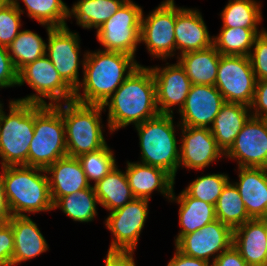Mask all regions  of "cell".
Masks as SVG:
<instances>
[{"label":"cell","mask_w":267,"mask_h":266,"mask_svg":"<svg viewBox=\"0 0 267 266\" xmlns=\"http://www.w3.org/2000/svg\"><path fill=\"white\" fill-rule=\"evenodd\" d=\"M102 106H109L108 127L111 132L158 116L152 70L139 65Z\"/></svg>","instance_id":"cell-1"},{"label":"cell","mask_w":267,"mask_h":266,"mask_svg":"<svg viewBox=\"0 0 267 266\" xmlns=\"http://www.w3.org/2000/svg\"><path fill=\"white\" fill-rule=\"evenodd\" d=\"M82 64L83 83L75 90L74 101L93 105H103L139 66L131 55L106 50L87 52ZM82 86L83 96L79 93Z\"/></svg>","instance_id":"cell-2"},{"label":"cell","mask_w":267,"mask_h":266,"mask_svg":"<svg viewBox=\"0 0 267 266\" xmlns=\"http://www.w3.org/2000/svg\"><path fill=\"white\" fill-rule=\"evenodd\" d=\"M1 178L9 208L13 216H26L22 212L53 210L49 179L45 169L25 165L2 167Z\"/></svg>","instance_id":"cell-3"},{"label":"cell","mask_w":267,"mask_h":266,"mask_svg":"<svg viewBox=\"0 0 267 266\" xmlns=\"http://www.w3.org/2000/svg\"><path fill=\"white\" fill-rule=\"evenodd\" d=\"M66 156L65 126L60 104L34 103V137L29 146L28 166L46 170Z\"/></svg>","instance_id":"cell-4"},{"label":"cell","mask_w":267,"mask_h":266,"mask_svg":"<svg viewBox=\"0 0 267 266\" xmlns=\"http://www.w3.org/2000/svg\"><path fill=\"white\" fill-rule=\"evenodd\" d=\"M64 104L65 107L60 103V113L65 126L67 156L78 157L107 145L100 124L102 105L82 104L74 100Z\"/></svg>","instance_id":"cell-5"},{"label":"cell","mask_w":267,"mask_h":266,"mask_svg":"<svg viewBox=\"0 0 267 266\" xmlns=\"http://www.w3.org/2000/svg\"><path fill=\"white\" fill-rule=\"evenodd\" d=\"M9 115L0 103V157L4 166H28L29 146L34 137V103L12 100Z\"/></svg>","instance_id":"cell-6"},{"label":"cell","mask_w":267,"mask_h":266,"mask_svg":"<svg viewBox=\"0 0 267 266\" xmlns=\"http://www.w3.org/2000/svg\"><path fill=\"white\" fill-rule=\"evenodd\" d=\"M135 126L142 163L161 168L175 179L180 151L177 148L173 115L159 114Z\"/></svg>","instance_id":"cell-7"},{"label":"cell","mask_w":267,"mask_h":266,"mask_svg":"<svg viewBox=\"0 0 267 266\" xmlns=\"http://www.w3.org/2000/svg\"><path fill=\"white\" fill-rule=\"evenodd\" d=\"M28 83L37 92L18 101L47 105L44 98H49L48 105H56L74 100V90L61 78L51 60L46 56L24 66L18 72V85ZM40 95V96H39ZM55 103H54V102Z\"/></svg>","instance_id":"cell-8"},{"label":"cell","mask_w":267,"mask_h":266,"mask_svg":"<svg viewBox=\"0 0 267 266\" xmlns=\"http://www.w3.org/2000/svg\"><path fill=\"white\" fill-rule=\"evenodd\" d=\"M142 8L126 0L118 11L98 30L97 39L106 51L126 53L134 57L140 43Z\"/></svg>","instance_id":"cell-9"},{"label":"cell","mask_w":267,"mask_h":266,"mask_svg":"<svg viewBox=\"0 0 267 266\" xmlns=\"http://www.w3.org/2000/svg\"><path fill=\"white\" fill-rule=\"evenodd\" d=\"M256 76L249 56L221 55L215 87L228 103L251 105Z\"/></svg>","instance_id":"cell-10"},{"label":"cell","mask_w":267,"mask_h":266,"mask_svg":"<svg viewBox=\"0 0 267 266\" xmlns=\"http://www.w3.org/2000/svg\"><path fill=\"white\" fill-rule=\"evenodd\" d=\"M141 18L140 43L156 58L166 59L175 51L176 6L174 0H165L147 18Z\"/></svg>","instance_id":"cell-11"},{"label":"cell","mask_w":267,"mask_h":266,"mask_svg":"<svg viewBox=\"0 0 267 266\" xmlns=\"http://www.w3.org/2000/svg\"><path fill=\"white\" fill-rule=\"evenodd\" d=\"M148 199L134 198L122 208L110 212L106 227L113 233L108 251H134L148 216Z\"/></svg>","instance_id":"cell-12"},{"label":"cell","mask_w":267,"mask_h":266,"mask_svg":"<svg viewBox=\"0 0 267 266\" xmlns=\"http://www.w3.org/2000/svg\"><path fill=\"white\" fill-rule=\"evenodd\" d=\"M48 45L46 56L51 60L61 78L75 91L80 81L79 35L69 31L67 26L51 27L47 25Z\"/></svg>","instance_id":"cell-13"},{"label":"cell","mask_w":267,"mask_h":266,"mask_svg":"<svg viewBox=\"0 0 267 266\" xmlns=\"http://www.w3.org/2000/svg\"><path fill=\"white\" fill-rule=\"evenodd\" d=\"M233 244V229L215 220L203 226L200 230L183 235L176 243L178 251L186 256L213 261ZM219 252V253H218ZM217 253V256H215Z\"/></svg>","instance_id":"cell-14"},{"label":"cell","mask_w":267,"mask_h":266,"mask_svg":"<svg viewBox=\"0 0 267 266\" xmlns=\"http://www.w3.org/2000/svg\"><path fill=\"white\" fill-rule=\"evenodd\" d=\"M239 167L267 168V119L250 116L225 153Z\"/></svg>","instance_id":"cell-15"},{"label":"cell","mask_w":267,"mask_h":266,"mask_svg":"<svg viewBox=\"0 0 267 266\" xmlns=\"http://www.w3.org/2000/svg\"><path fill=\"white\" fill-rule=\"evenodd\" d=\"M225 99L215 86L192 84L181 110L182 126L210 128Z\"/></svg>","instance_id":"cell-16"},{"label":"cell","mask_w":267,"mask_h":266,"mask_svg":"<svg viewBox=\"0 0 267 266\" xmlns=\"http://www.w3.org/2000/svg\"><path fill=\"white\" fill-rule=\"evenodd\" d=\"M150 69L156 84V104L159 113L172 115L170 107L178 104L181 110L192 85L184 68L177 62L162 69Z\"/></svg>","instance_id":"cell-17"},{"label":"cell","mask_w":267,"mask_h":266,"mask_svg":"<svg viewBox=\"0 0 267 266\" xmlns=\"http://www.w3.org/2000/svg\"><path fill=\"white\" fill-rule=\"evenodd\" d=\"M182 127V145L179 148V167L203 169L225 155L218 147L210 128Z\"/></svg>","instance_id":"cell-18"},{"label":"cell","mask_w":267,"mask_h":266,"mask_svg":"<svg viewBox=\"0 0 267 266\" xmlns=\"http://www.w3.org/2000/svg\"><path fill=\"white\" fill-rule=\"evenodd\" d=\"M212 45L213 38L210 37L200 12L176 6L175 50L180 49L182 55Z\"/></svg>","instance_id":"cell-19"},{"label":"cell","mask_w":267,"mask_h":266,"mask_svg":"<svg viewBox=\"0 0 267 266\" xmlns=\"http://www.w3.org/2000/svg\"><path fill=\"white\" fill-rule=\"evenodd\" d=\"M240 193L246 212L251 219L267 217V168L238 167Z\"/></svg>","instance_id":"cell-20"},{"label":"cell","mask_w":267,"mask_h":266,"mask_svg":"<svg viewBox=\"0 0 267 266\" xmlns=\"http://www.w3.org/2000/svg\"><path fill=\"white\" fill-rule=\"evenodd\" d=\"M265 218L250 219L233 229V246L249 266H267Z\"/></svg>","instance_id":"cell-21"},{"label":"cell","mask_w":267,"mask_h":266,"mask_svg":"<svg viewBox=\"0 0 267 266\" xmlns=\"http://www.w3.org/2000/svg\"><path fill=\"white\" fill-rule=\"evenodd\" d=\"M126 176L135 198L150 199L151 193L158 189L170 198L175 179L165 170L143 163L127 162Z\"/></svg>","instance_id":"cell-22"},{"label":"cell","mask_w":267,"mask_h":266,"mask_svg":"<svg viewBox=\"0 0 267 266\" xmlns=\"http://www.w3.org/2000/svg\"><path fill=\"white\" fill-rule=\"evenodd\" d=\"M46 173L52 174L48 177L52 203L60 197L91 186L77 157L58 159L46 169Z\"/></svg>","instance_id":"cell-23"},{"label":"cell","mask_w":267,"mask_h":266,"mask_svg":"<svg viewBox=\"0 0 267 266\" xmlns=\"http://www.w3.org/2000/svg\"><path fill=\"white\" fill-rule=\"evenodd\" d=\"M8 222L12 226L14 236L12 266L48 250L44 236L30 217L12 216Z\"/></svg>","instance_id":"cell-24"},{"label":"cell","mask_w":267,"mask_h":266,"mask_svg":"<svg viewBox=\"0 0 267 266\" xmlns=\"http://www.w3.org/2000/svg\"><path fill=\"white\" fill-rule=\"evenodd\" d=\"M250 109L243 104L225 102L219 110L210 130L224 154L234 144L238 133L250 118L251 115L248 113L251 112Z\"/></svg>","instance_id":"cell-25"},{"label":"cell","mask_w":267,"mask_h":266,"mask_svg":"<svg viewBox=\"0 0 267 266\" xmlns=\"http://www.w3.org/2000/svg\"><path fill=\"white\" fill-rule=\"evenodd\" d=\"M170 200H176L180 204L179 224L182 228L175 239V243L183 235L200 230L206 224L217 219L215 205L191 197L185 190L177 198L173 192Z\"/></svg>","instance_id":"cell-26"},{"label":"cell","mask_w":267,"mask_h":266,"mask_svg":"<svg viewBox=\"0 0 267 266\" xmlns=\"http://www.w3.org/2000/svg\"><path fill=\"white\" fill-rule=\"evenodd\" d=\"M221 54L211 47L180 55L179 64L184 68L192 84L215 85Z\"/></svg>","instance_id":"cell-27"},{"label":"cell","mask_w":267,"mask_h":266,"mask_svg":"<svg viewBox=\"0 0 267 266\" xmlns=\"http://www.w3.org/2000/svg\"><path fill=\"white\" fill-rule=\"evenodd\" d=\"M99 204L113 212L125 206L135 197L132 194L126 173L115 166L103 179L93 186Z\"/></svg>","instance_id":"cell-28"},{"label":"cell","mask_w":267,"mask_h":266,"mask_svg":"<svg viewBox=\"0 0 267 266\" xmlns=\"http://www.w3.org/2000/svg\"><path fill=\"white\" fill-rule=\"evenodd\" d=\"M126 0H79L68 15L75 16L77 24L83 28L97 30L110 19Z\"/></svg>","instance_id":"cell-29"},{"label":"cell","mask_w":267,"mask_h":266,"mask_svg":"<svg viewBox=\"0 0 267 266\" xmlns=\"http://www.w3.org/2000/svg\"><path fill=\"white\" fill-rule=\"evenodd\" d=\"M265 30L258 28H222L213 37V46L221 55L249 56L255 38Z\"/></svg>","instance_id":"cell-30"},{"label":"cell","mask_w":267,"mask_h":266,"mask_svg":"<svg viewBox=\"0 0 267 266\" xmlns=\"http://www.w3.org/2000/svg\"><path fill=\"white\" fill-rule=\"evenodd\" d=\"M96 203L99 204L94 188H89L58 198L53 209L60 208L74 221L90 222L97 214Z\"/></svg>","instance_id":"cell-31"},{"label":"cell","mask_w":267,"mask_h":266,"mask_svg":"<svg viewBox=\"0 0 267 266\" xmlns=\"http://www.w3.org/2000/svg\"><path fill=\"white\" fill-rule=\"evenodd\" d=\"M217 220L230 226L232 229L243 225L251 218L246 212L245 204L240 197L238 188L228 182L218 197L215 205Z\"/></svg>","instance_id":"cell-32"},{"label":"cell","mask_w":267,"mask_h":266,"mask_svg":"<svg viewBox=\"0 0 267 266\" xmlns=\"http://www.w3.org/2000/svg\"><path fill=\"white\" fill-rule=\"evenodd\" d=\"M46 45L38 34L24 30L19 32L7 49L16 70L19 72L27 64L46 55Z\"/></svg>","instance_id":"cell-33"},{"label":"cell","mask_w":267,"mask_h":266,"mask_svg":"<svg viewBox=\"0 0 267 266\" xmlns=\"http://www.w3.org/2000/svg\"><path fill=\"white\" fill-rule=\"evenodd\" d=\"M221 13L222 28H257L262 19L255 0H230Z\"/></svg>","instance_id":"cell-34"},{"label":"cell","mask_w":267,"mask_h":266,"mask_svg":"<svg viewBox=\"0 0 267 266\" xmlns=\"http://www.w3.org/2000/svg\"><path fill=\"white\" fill-rule=\"evenodd\" d=\"M17 1V0H12ZM28 15L43 26L63 27L69 8L62 0H22Z\"/></svg>","instance_id":"cell-35"},{"label":"cell","mask_w":267,"mask_h":266,"mask_svg":"<svg viewBox=\"0 0 267 266\" xmlns=\"http://www.w3.org/2000/svg\"><path fill=\"white\" fill-rule=\"evenodd\" d=\"M77 158L89 184L91 180H94L96 184L116 166L114 155L107 145L97 151L82 154Z\"/></svg>","instance_id":"cell-36"},{"label":"cell","mask_w":267,"mask_h":266,"mask_svg":"<svg viewBox=\"0 0 267 266\" xmlns=\"http://www.w3.org/2000/svg\"><path fill=\"white\" fill-rule=\"evenodd\" d=\"M229 182L228 175L209 174L192 181L185 191L194 198L216 205L223 188Z\"/></svg>","instance_id":"cell-37"},{"label":"cell","mask_w":267,"mask_h":266,"mask_svg":"<svg viewBox=\"0 0 267 266\" xmlns=\"http://www.w3.org/2000/svg\"><path fill=\"white\" fill-rule=\"evenodd\" d=\"M23 10L17 1L6 0L0 6V45L8 47L17 37Z\"/></svg>","instance_id":"cell-38"},{"label":"cell","mask_w":267,"mask_h":266,"mask_svg":"<svg viewBox=\"0 0 267 266\" xmlns=\"http://www.w3.org/2000/svg\"><path fill=\"white\" fill-rule=\"evenodd\" d=\"M254 52L249 54L256 79L267 80V31L259 34L254 41Z\"/></svg>","instance_id":"cell-39"},{"label":"cell","mask_w":267,"mask_h":266,"mask_svg":"<svg viewBox=\"0 0 267 266\" xmlns=\"http://www.w3.org/2000/svg\"><path fill=\"white\" fill-rule=\"evenodd\" d=\"M18 85V71L8 53L7 47L0 45V88Z\"/></svg>","instance_id":"cell-40"},{"label":"cell","mask_w":267,"mask_h":266,"mask_svg":"<svg viewBox=\"0 0 267 266\" xmlns=\"http://www.w3.org/2000/svg\"><path fill=\"white\" fill-rule=\"evenodd\" d=\"M14 236L9 222L0 224V266H12Z\"/></svg>","instance_id":"cell-41"},{"label":"cell","mask_w":267,"mask_h":266,"mask_svg":"<svg viewBox=\"0 0 267 266\" xmlns=\"http://www.w3.org/2000/svg\"><path fill=\"white\" fill-rule=\"evenodd\" d=\"M255 110L254 117L267 119V80H258L256 82V89L254 98L250 108Z\"/></svg>","instance_id":"cell-42"},{"label":"cell","mask_w":267,"mask_h":266,"mask_svg":"<svg viewBox=\"0 0 267 266\" xmlns=\"http://www.w3.org/2000/svg\"><path fill=\"white\" fill-rule=\"evenodd\" d=\"M211 266H249L232 245L211 263Z\"/></svg>","instance_id":"cell-43"},{"label":"cell","mask_w":267,"mask_h":266,"mask_svg":"<svg viewBox=\"0 0 267 266\" xmlns=\"http://www.w3.org/2000/svg\"><path fill=\"white\" fill-rule=\"evenodd\" d=\"M104 266H135L133 251H108Z\"/></svg>","instance_id":"cell-44"},{"label":"cell","mask_w":267,"mask_h":266,"mask_svg":"<svg viewBox=\"0 0 267 266\" xmlns=\"http://www.w3.org/2000/svg\"><path fill=\"white\" fill-rule=\"evenodd\" d=\"M206 260L184 255L176 249V253L167 266H211Z\"/></svg>","instance_id":"cell-45"},{"label":"cell","mask_w":267,"mask_h":266,"mask_svg":"<svg viewBox=\"0 0 267 266\" xmlns=\"http://www.w3.org/2000/svg\"><path fill=\"white\" fill-rule=\"evenodd\" d=\"M12 216L5 194L4 183L0 174V224L8 222Z\"/></svg>","instance_id":"cell-46"},{"label":"cell","mask_w":267,"mask_h":266,"mask_svg":"<svg viewBox=\"0 0 267 266\" xmlns=\"http://www.w3.org/2000/svg\"><path fill=\"white\" fill-rule=\"evenodd\" d=\"M265 230H266V233H267V217L265 218ZM266 251H267V244H266Z\"/></svg>","instance_id":"cell-47"},{"label":"cell","mask_w":267,"mask_h":266,"mask_svg":"<svg viewBox=\"0 0 267 266\" xmlns=\"http://www.w3.org/2000/svg\"><path fill=\"white\" fill-rule=\"evenodd\" d=\"M6 0H0V6L5 2Z\"/></svg>","instance_id":"cell-48"}]
</instances>
